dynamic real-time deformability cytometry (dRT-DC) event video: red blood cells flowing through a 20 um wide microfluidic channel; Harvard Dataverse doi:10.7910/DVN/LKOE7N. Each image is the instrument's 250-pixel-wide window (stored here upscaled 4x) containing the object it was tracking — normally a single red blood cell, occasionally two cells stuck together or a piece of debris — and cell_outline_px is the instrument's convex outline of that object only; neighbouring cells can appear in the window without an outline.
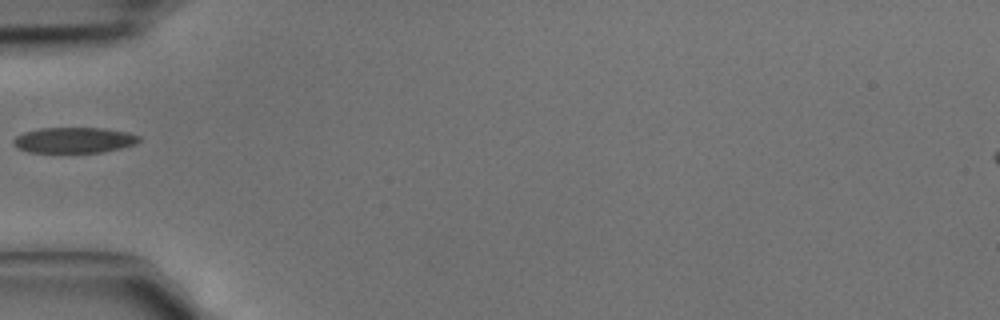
{"species": "common noctule bat (a hibernating species)", "species_latin": "Nyctalus noctula", "temperature_condition": "cold", "stored_images_in_passage": 4, "camera_frame_rate_fps": 3000, "um_per_image_px": 0.085, "animal": {"sex": "male", "body_mass_g": 15.6}, "frame": {"image": 1, "passage_image": 4, "time_ms": 1.0, "image_size_px": [1000, 320], "cell_outline_px": [[140, 140], [136, 144], [120, 148], [100, 152], [28, 152], [16, 148], [12, 144], [12, 140], [16, 136], [24, 132], [40, 128], [104, 128], [128, 132], [140, 136]], "centroid_in_image_um": [6.27, 11.91], "position_along_channel_um": 78.7, "area_um2": 18.84}}